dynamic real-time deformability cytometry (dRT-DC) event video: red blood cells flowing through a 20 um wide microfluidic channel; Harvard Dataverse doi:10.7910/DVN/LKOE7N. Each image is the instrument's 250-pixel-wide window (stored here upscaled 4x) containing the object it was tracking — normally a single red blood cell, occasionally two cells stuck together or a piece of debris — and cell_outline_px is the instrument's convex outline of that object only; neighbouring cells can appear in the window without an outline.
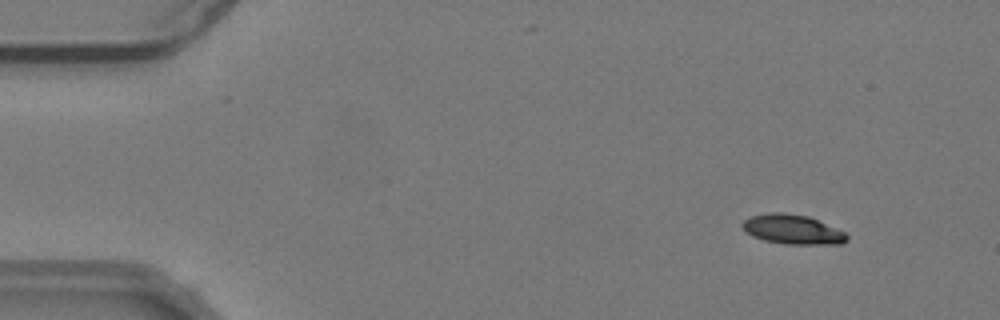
{"species": "common noctule bat (a hibernating species)", "species_latin": "Nyctalus noctula", "temperature_condition": "warm", "stored_images_in_passage": 39, "camera_frame_rate_fps": 3000, "um_per_image_px": 0.085, "animal": {"sex": "male", "body_mass_g": 19.2, "forearm_length_mm": 51.8}, "frame": {"image": 1, "passage_image": 6, "time_ms": 1.667, "image_size_px": [1000, 320], "cell_outline_px": [[848, 240], [840, 244], [784, 244], [764, 240], [752, 236], [740, 224], [744, 220], [752, 216], [768, 212], [784, 212], [808, 216], [844, 232], [848, 236]], "centroid_in_image_um": [67.35, 19.5], "position_along_channel_um": 17.6, "area_um2": 17.86}}
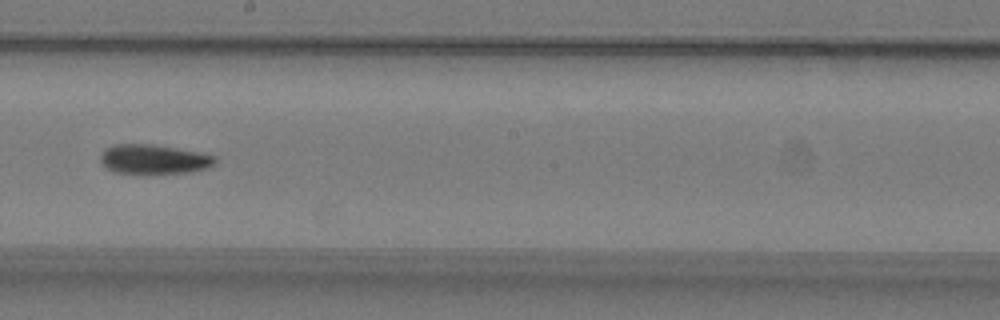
{"frame": {"image": 2, "passage_image": 31, "time_ms": 10.0, "image_size_px": [1000, 320], "cell_outline_px": [[216, 164], [208, 168], [188, 172], [112, 172], [100, 160], [100, 156], [104, 148], [112, 144], [156, 144], [200, 152], [216, 156]], "centroid_in_image_um": [13.09, 13.5], "position_along_channel_um": 235.1, "area_um2": 19.54}}
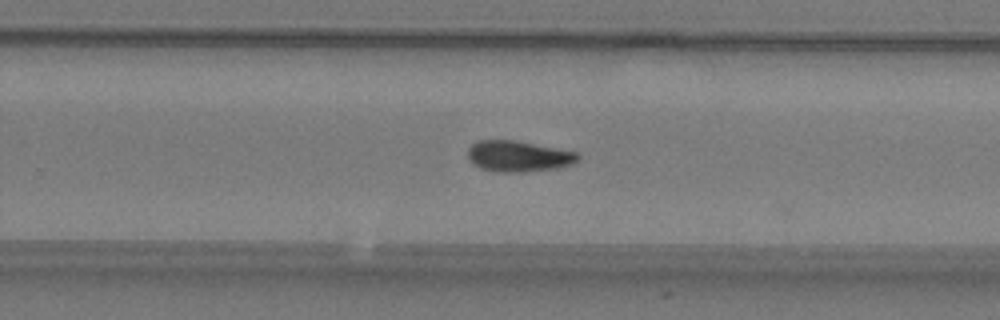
{"frame": {"image": 3, "passage_image": 35, "time_ms": 11.333, "image_size_px": [1000, 320], "cell_outline_px": [[580, 156], [572, 164], [556, 168], [524, 172], [496, 172], [480, 168], [468, 160], [468, 148], [476, 140], [516, 140], [576, 152]], "centroid_in_image_um": [44.01, 13.28], "position_along_channel_um": 285.8, "area_um2": 19.88}}